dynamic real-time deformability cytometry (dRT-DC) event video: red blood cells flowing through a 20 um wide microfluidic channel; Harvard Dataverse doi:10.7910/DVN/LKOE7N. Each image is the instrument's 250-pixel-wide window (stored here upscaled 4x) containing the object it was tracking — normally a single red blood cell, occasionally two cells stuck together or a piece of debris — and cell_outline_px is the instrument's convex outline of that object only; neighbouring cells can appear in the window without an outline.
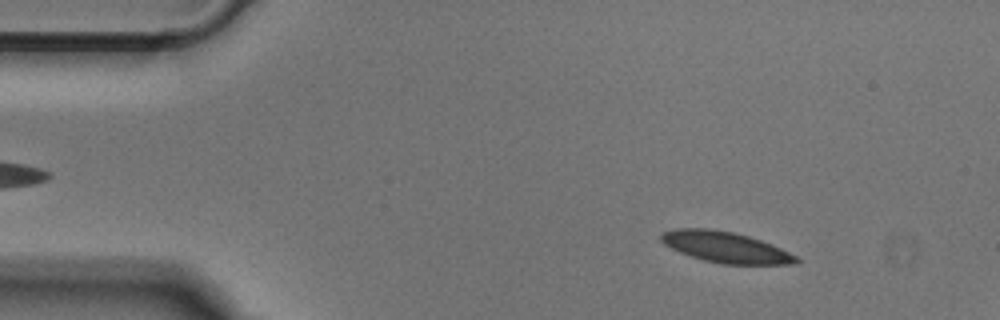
{"species": "Egyptian fruit bat (a non-hibernating species)", "species_latin": "Rousettus aegyptiacus", "temperature_condition": "cold", "stored_images_in_passage": 51, "camera_frame_rate_fps": 3000, "um_per_image_px": 0.085, "animal": {"sex": "male"}, "frame": {"image": 1, "passage_image": 6, "time_ms": 1.667, "image_size_px": [1000, 320], "cell_outline_px": [[800, 260], [796, 264], [720, 264], [704, 260], [680, 252], [664, 244], [660, 240], [660, 236], [664, 232], [676, 228], [708, 228], [732, 232], [748, 236], [772, 244], [796, 256]], "centroid_in_image_um": [61.67, 21.01], "position_along_channel_um": 23.3, "area_um2": 24.1}}
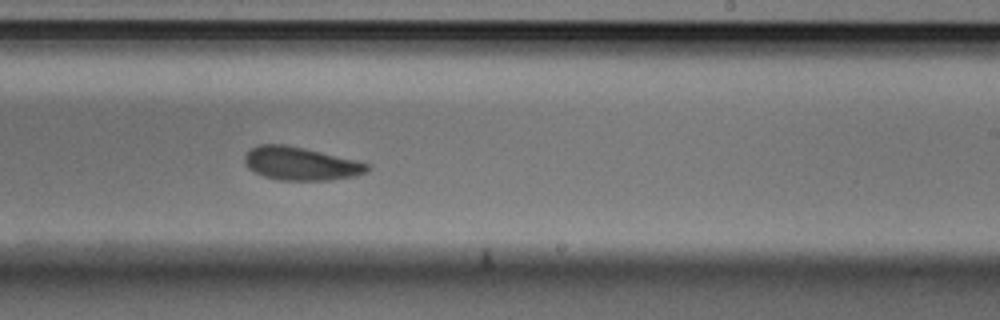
{"frame": {"image": 2, "passage_image": 30, "time_ms": 9.667, "image_size_px": [1000, 320], "cell_outline_px": [[372, 168], [368, 172], [356, 176], [328, 180], [280, 180], [264, 176], [248, 168], [244, 164], [244, 156], [252, 148], [260, 144], [284, 144], [304, 148], [356, 160], [368, 164]], "centroid_in_image_um": [25.58, 13.91], "position_along_channel_um": 263.4, "area_um2": 23.7}}
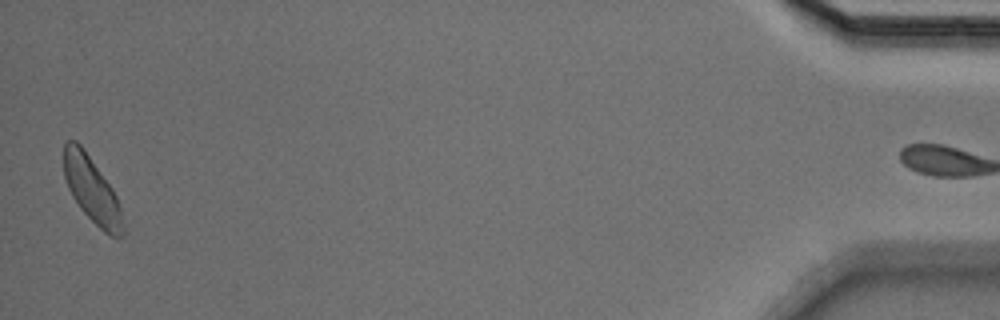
{"frame": {"image": 3, "passage_image": 50, "time_ms": 16.333, "image_size_px": [1000, 320], "cell_outline_px": [[124, 236], [120, 240], [116, 240], [104, 232], [80, 208], [72, 196], [68, 188], [64, 176], [64, 144], [68, 140], [76, 140], [80, 144], [112, 188], [116, 196], [120, 208], [124, 224]], "centroid_in_image_um": [7.83, 16.2], "position_along_channel_um": 427.4, "area_um2": 22.6}}